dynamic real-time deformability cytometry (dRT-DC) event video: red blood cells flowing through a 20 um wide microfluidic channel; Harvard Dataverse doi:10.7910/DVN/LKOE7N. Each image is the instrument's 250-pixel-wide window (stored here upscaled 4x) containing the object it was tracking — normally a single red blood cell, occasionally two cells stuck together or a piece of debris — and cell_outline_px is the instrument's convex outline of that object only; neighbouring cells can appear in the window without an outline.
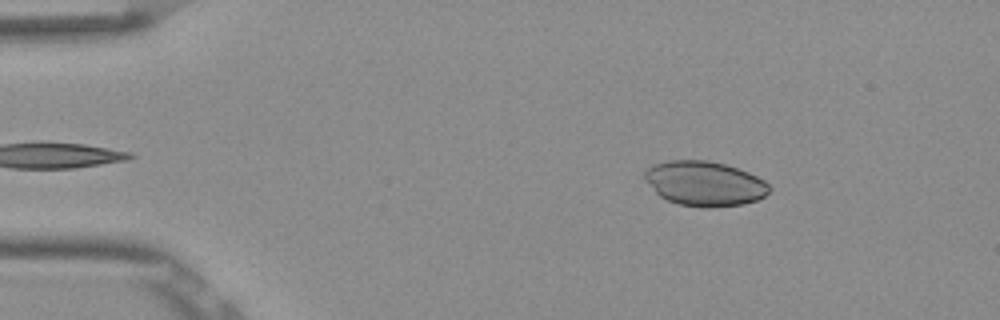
{"species": "Egyptian fruit bat (a non-hibernating species)", "species_latin": "Rousettus aegyptiacus", "temperature_condition": "room temperature", "stored_images_in_passage": 50, "camera_frame_rate_fps": 3000, "um_per_image_px": 0.085, "frame": {"image": 1, "passage_image": 6, "time_ms": 1.667, "image_size_px": [1000, 320], "cell_outline_px": [[772, 188], [764, 196], [756, 200], [744, 204], [708, 208], [700, 208], [680, 204], [668, 200], [660, 196], [644, 180], [644, 172], [652, 164], [668, 160], [708, 160], [724, 164], [748, 172], [764, 180]], "centroid_in_image_um": [59.88, 15.6], "position_along_channel_um": 25.1, "area_um2": 32.6}}
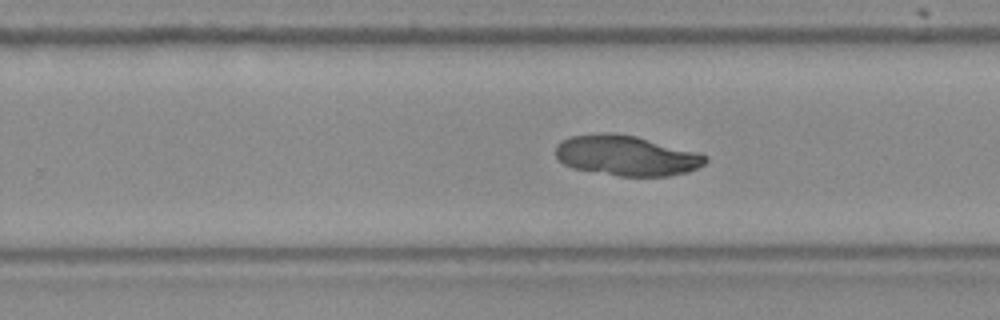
{"frame": {"image": 2, "passage_image": 31, "time_ms": 10.0, "image_size_px": [1000, 320], "cell_outline_px": [[708, 160], [704, 164], [688, 172], [668, 176], [620, 176], [572, 168], [564, 164], [556, 156], [556, 144], [560, 140], [568, 136], [608, 132], [612, 132], [636, 136], [700, 152], [708, 156]], "centroid_in_image_um": [53.25, 13.21], "position_along_channel_um": 276.5, "area_um2": 35.43}}
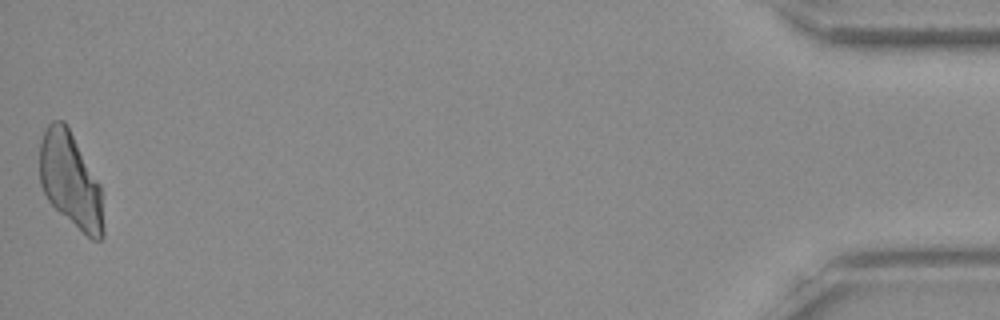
{"frame": {"image": 3, "passage_image": 50, "time_ms": 16.333, "image_size_px": [1000, 320], "cell_outline_px": [[104, 236], [100, 240], [92, 240], [60, 212], [48, 200], [40, 184], [40, 140], [48, 124], [52, 120], [64, 120], [100, 184], [104, 228]], "centroid_in_image_um": [5.99, 15.32], "position_along_channel_um": 429.2, "area_um2": 34.91}}